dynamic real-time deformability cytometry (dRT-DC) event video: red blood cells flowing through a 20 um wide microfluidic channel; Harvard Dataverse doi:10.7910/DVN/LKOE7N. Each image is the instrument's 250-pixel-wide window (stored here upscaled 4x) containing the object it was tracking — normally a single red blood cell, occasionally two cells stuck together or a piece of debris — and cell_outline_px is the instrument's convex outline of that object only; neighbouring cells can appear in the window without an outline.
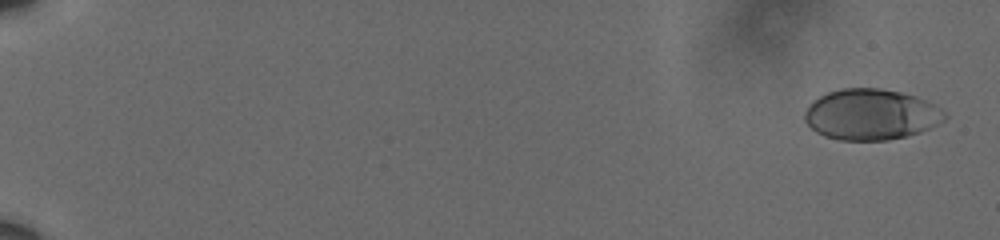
{"species": "human", "species_latin": "Homo sapiens", "temperature_condition": "cold", "stored_images_in_passage": 19, "camera_frame_rate_fps": 3000, "um_per_image_px": 0.085, "donor": {"sex": "male"}, "frame": {"image": 1, "passage_image": 2, "time_ms": 0.333, "image_size_px": [1000, 240], "cell_outline_px": [[948, 116], [944, 120], [920, 132], [888, 140], [840, 140], [824, 136], [816, 132], [804, 120], [804, 112], [812, 100], [828, 92], [840, 88], [880, 88], [900, 92], [916, 96], [928, 100], [936, 104], [948, 112]], "centroid_in_image_um": [74.05, 9.72], "position_along_channel_um": 10.9, "area_um2": 41.79}}